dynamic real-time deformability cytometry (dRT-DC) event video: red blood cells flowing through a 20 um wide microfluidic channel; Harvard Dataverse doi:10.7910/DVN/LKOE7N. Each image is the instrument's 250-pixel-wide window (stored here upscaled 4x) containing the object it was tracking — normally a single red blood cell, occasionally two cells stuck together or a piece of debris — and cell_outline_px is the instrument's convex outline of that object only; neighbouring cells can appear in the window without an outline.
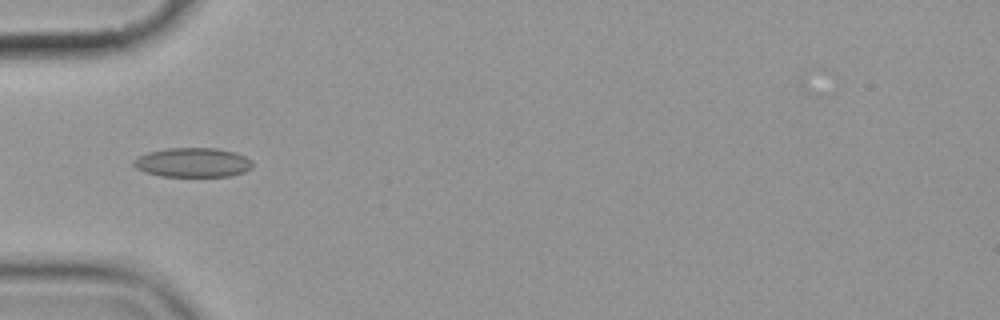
{"species": "common noctule bat (a hibernating species)", "species_latin": "Nyctalus noctula", "temperature_condition": "cold", "stored_images_in_passage": 11, "camera_frame_rate_fps": 3000, "um_per_image_px": 0.085, "animal": {"sex": "female", "body_mass_g": 19.9}, "frame": {"image": 1, "passage_image": 5, "time_ms": 5.667, "image_size_px": [1000, 320], "cell_outline_px": [[252, 168], [244, 172], [232, 176], [160, 176], [144, 172], [136, 168], [132, 164], [132, 160], [148, 152], [168, 148], [216, 148], [236, 152], [252, 160]], "centroid_in_image_um": [16.39, 13.81], "position_along_channel_um": 68.6, "area_um2": 20.46}}
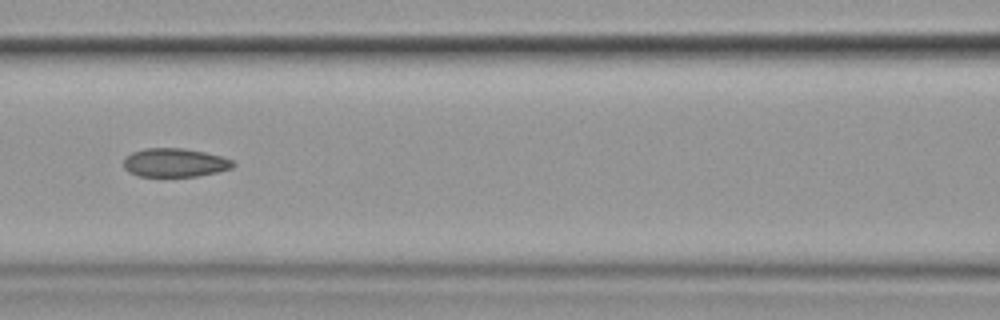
{"frame": {"image": 2, "passage_image": 7, "time_ms": 8.0, "image_size_px": [1000, 320], "cell_outline_px": [[236, 164], [232, 168], [216, 172], [196, 176], [140, 176], [128, 172], [124, 168], [124, 160], [132, 152], [144, 148], [184, 148], [204, 152], [220, 156], [232, 160]], "centroid_in_image_um": [14.85, 13.82], "position_along_channel_um": 151.7, "area_um2": 18.15}}
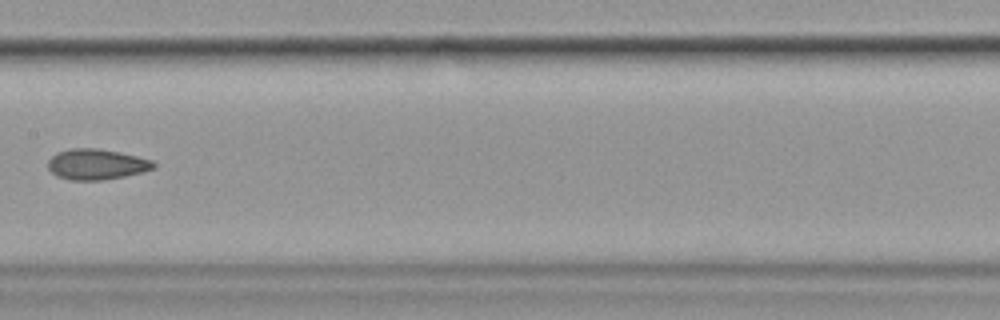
{"frame": {"image": 3, "passage_image": 8, "time_ms": 9.333, "image_size_px": [1000, 320], "cell_outline_px": [[156, 168], [124, 176], [104, 180], [72, 180], [56, 176], [48, 168], [48, 160], [56, 152], [68, 148], [96, 148], [120, 152], [152, 160], [156, 164]], "centroid_in_image_um": [8.18, 13.96], "position_along_channel_um": 199.2, "area_um2": 18.9}}